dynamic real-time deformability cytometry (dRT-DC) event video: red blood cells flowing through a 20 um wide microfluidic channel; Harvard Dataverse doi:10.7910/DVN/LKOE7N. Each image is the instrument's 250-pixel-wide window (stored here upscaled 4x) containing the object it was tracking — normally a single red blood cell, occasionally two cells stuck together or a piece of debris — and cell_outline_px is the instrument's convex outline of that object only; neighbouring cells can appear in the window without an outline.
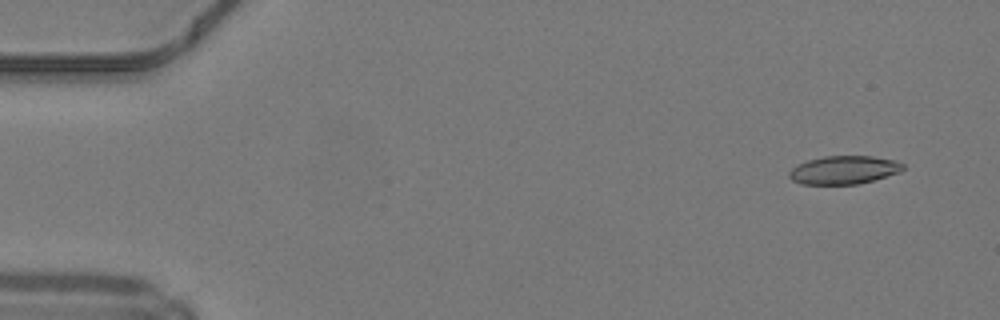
{"species": "common noctule bat (a hibernating species)", "species_latin": "Nyctalus noctula", "temperature_condition": "warm", "stored_images_in_passage": 41, "camera_frame_rate_fps": 3000, "um_per_image_px": 0.085, "animal": {"sex": "male", "body_mass_g": 19.2, "forearm_length_mm": 51.8}, "frame": {"image": 1, "passage_image": 1, "time_ms": 0.0, "image_size_px": [1000, 320], "cell_outline_px": [[904, 168], [900, 172], [860, 184], [800, 184], [792, 180], [788, 176], [788, 172], [796, 164], [808, 160], [824, 156], [872, 156], [896, 160], [904, 164]], "centroid_in_image_um": [71.72, 14.44], "position_along_channel_um": 13.3, "area_um2": 18.9}}
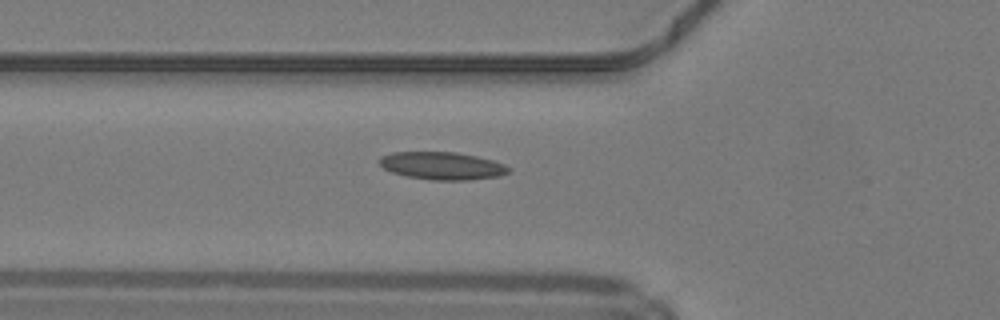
{"frame": {"image": 2, "passage_image": 16, "time_ms": 5.0, "image_size_px": [1000, 320], "cell_outline_px": [[512, 168], [508, 172], [500, 176], [468, 180], [432, 180], [408, 176], [392, 172], [384, 168], [380, 164], [380, 156], [392, 152], [456, 152], [476, 156], [492, 160], [504, 164]], "centroid_in_image_um": [37.6, 14.09], "position_along_channel_um": 88.2, "area_um2": 20.75}}
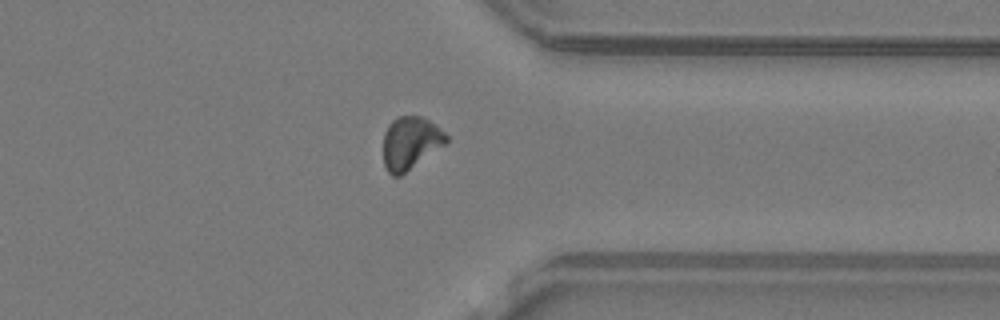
{"frame": {"image": 3, "passage_image": 37, "time_ms": 12.0, "image_size_px": [1000, 320], "cell_outline_px": [[448, 140], [444, 144], [400, 176], [392, 176], [388, 172], [384, 164], [384, 132], [388, 124], [396, 116], [420, 116], [428, 120], [444, 132], [448, 136]], "centroid_in_image_um": [34.85, 12.13], "position_along_channel_um": 376.6, "area_um2": 19.02}, "authors_computed_cell_mechanics": {"area_um2": 19.5942, "velocity_mm_per_s": 4.1561, "shape_relaxation_time_tau1_ms": 9.3931, "shape_relaxation_time_tau2_ms": 1.6653, "deformation_change_tau1": 0.2336, "deformation_change_tau2": 0.0742}}